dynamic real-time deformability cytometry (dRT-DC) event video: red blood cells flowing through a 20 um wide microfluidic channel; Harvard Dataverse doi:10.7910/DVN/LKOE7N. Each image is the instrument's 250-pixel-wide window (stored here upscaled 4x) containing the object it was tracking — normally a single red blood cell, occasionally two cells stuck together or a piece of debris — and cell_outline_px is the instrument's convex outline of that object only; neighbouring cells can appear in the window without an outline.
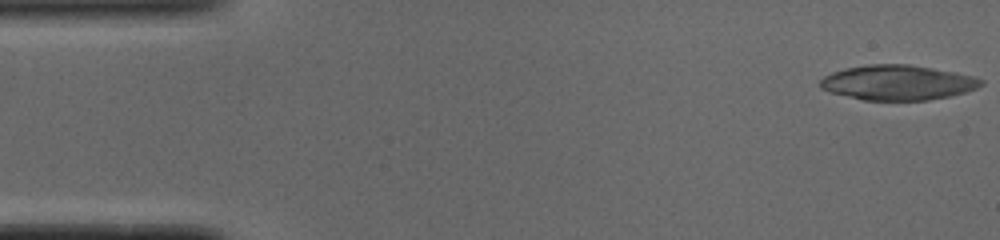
{"species": "common noctule bat (a hibernating species)", "species_latin": "Nyctalus noctula", "temperature_condition": "cold", "stored_images_in_passage": 47, "camera_frame_rate_fps": 3000, "um_per_image_px": 0.085, "animal": {"sex": "male", "body_mass_g": 19.0, "forearm_length_mm": 50.8}, "frame": {"image": 1, "passage_image": 1, "time_ms": 0.0, "image_size_px": [1000, 240], "cell_outline_px": [[984, 84], [964, 92], [948, 96], [924, 100], [864, 100], [832, 92], [820, 88], [820, 80], [824, 76], [848, 68], [872, 64], [904, 64], [928, 68], [968, 76], [984, 80]], "centroid_in_image_um": [76.25, 7.03], "position_along_channel_um": 8.7, "area_um2": 31.67}}
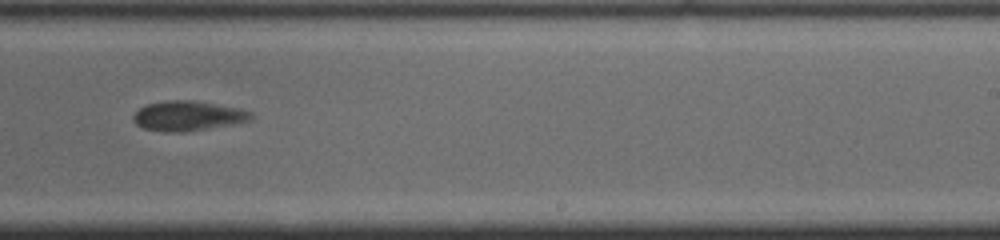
{"frame": {"image": 2, "passage_image": 32, "time_ms": 10.333, "image_size_px": [1000, 240], "cell_outline_px": [[252, 116], [248, 120], [204, 128], [180, 132], [164, 132], [144, 128], [136, 124], [132, 120], [132, 116], [140, 108], [148, 104], [168, 100], [192, 100], [236, 108], [252, 112]], "centroid_in_image_um": [15.87, 9.84], "position_along_channel_um": 273.1, "area_um2": 19.77}}
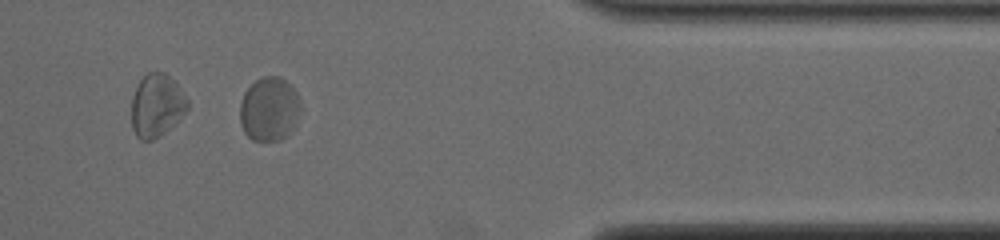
{"frame": {"image": 3, "passage_image": 43, "time_ms": 14.0, "image_size_px": [1000, 240], "cell_outline_px": [[300, 108], [292, 128], [280, 140], [252, 140], [244, 132], [240, 120], [240, 104], [244, 92], [256, 80], [264, 76], [280, 76], [296, 92]], "centroid_in_image_um": [22.84, 9.26], "position_along_channel_um": 388.6, "area_um2": 22.08}, "authors_computed_cell_mechanics": {"area_um2": 20.808, "velocity_mm_per_s": 3.7789, "shape_relaxation_time_tau1_ms": 6.0204, "shape_relaxation_time_tau2_ms": 1.653, "deformation_change_tau1": 0.1485, "deformation_change_tau2": 0.0575}}